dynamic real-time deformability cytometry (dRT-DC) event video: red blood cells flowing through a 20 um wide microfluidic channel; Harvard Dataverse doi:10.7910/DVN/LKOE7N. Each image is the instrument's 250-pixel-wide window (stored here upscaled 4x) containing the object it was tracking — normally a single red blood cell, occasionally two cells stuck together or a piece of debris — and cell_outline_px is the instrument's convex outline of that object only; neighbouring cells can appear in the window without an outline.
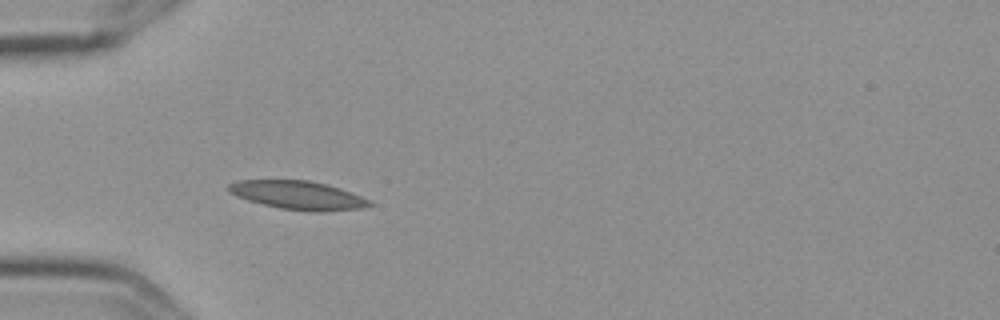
{"species": "Egyptian fruit bat (a non-hibernating species)", "species_latin": "Rousettus aegyptiacus", "temperature_condition": "cold", "stored_images_in_passage": 4, "camera_frame_rate_fps": 3000, "um_per_image_px": 0.085, "frame": {"image": 1, "passage_image": 3, "time_ms": 0.667, "image_size_px": [1000, 320], "cell_outline_px": [[372, 204], [364, 208], [324, 212], [312, 212], [280, 208], [248, 200], [236, 196], [228, 192], [228, 184], [240, 180], [308, 180], [328, 184], [340, 188], [372, 200]], "centroid_in_image_um": [25.37, 16.59], "position_along_channel_um": 59.6, "area_um2": 23.58}}